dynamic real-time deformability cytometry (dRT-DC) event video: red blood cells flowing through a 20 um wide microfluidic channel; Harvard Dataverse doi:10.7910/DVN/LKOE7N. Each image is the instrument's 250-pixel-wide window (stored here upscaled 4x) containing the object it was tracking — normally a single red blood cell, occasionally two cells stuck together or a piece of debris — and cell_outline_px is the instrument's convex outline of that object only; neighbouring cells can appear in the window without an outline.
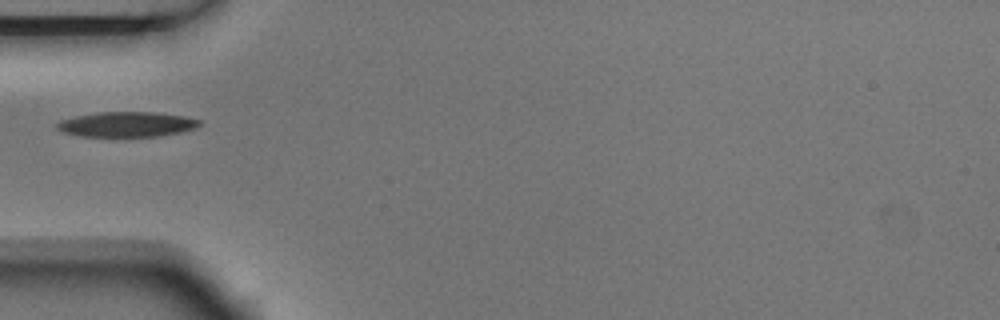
{"species": "Egyptian fruit bat (a non-hibernating species)", "species_latin": "Rousettus aegyptiacus", "temperature_condition": "room temperature", "stored_images_in_passage": 2, "camera_frame_rate_fps": 3000, "um_per_image_px": 0.085, "animal": {"sex": "male"}, "frame": {"image": 1, "passage_image": 1, "time_ms": 0.0, "image_size_px": [1000, 320], "cell_outline_px": [[200, 124], [196, 128], [180, 132], [160, 136], [80, 136], [64, 132], [56, 128], [56, 124], [60, 120], [76, 116], [96, 112], [156, 112], [184, 116], [200, 120]], "centroid_in_image_um": [10.77, 10.56], "position_along_channel_um": 74.2, "area_um2": 20.75}}
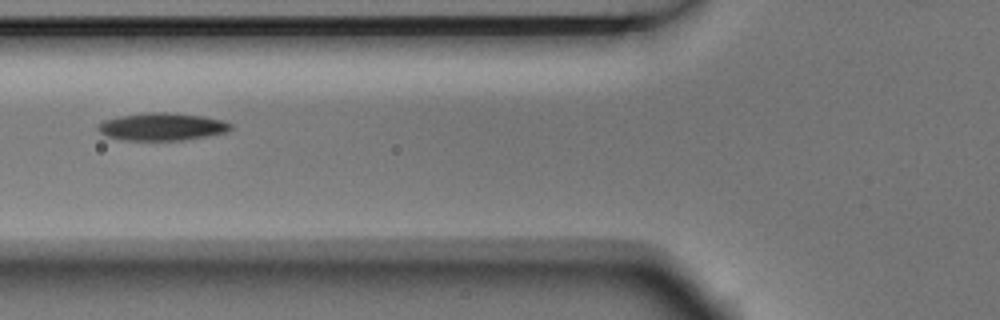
{"frame": {"image": 2, "passage_image": 2, "time_ms": 0.333, "image_size_px": [1000, 320], "cell_outline_px": [[232, 128], [228, 132], [208, 136], [180, 140], [124, 140], [104, 136], [96, 128], [96, 124], [104, 120], [120, 116], [148, 112], [168, 112], [200, 116], [220, 120], [232, 124]], "centroid_in_image_um": [13.72, 10.77], "position_along_channel_um": 112.1, "area_um2": 21.33}}